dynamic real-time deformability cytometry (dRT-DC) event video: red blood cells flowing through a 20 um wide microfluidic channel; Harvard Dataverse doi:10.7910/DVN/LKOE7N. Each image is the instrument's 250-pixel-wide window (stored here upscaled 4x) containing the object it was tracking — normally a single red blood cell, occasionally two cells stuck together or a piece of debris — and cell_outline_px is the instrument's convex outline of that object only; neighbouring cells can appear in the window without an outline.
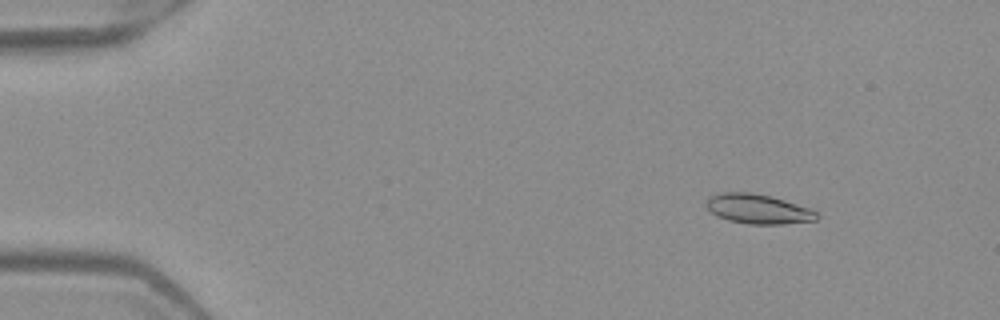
{"species": "Egyptian fruit bat (a non-hibernating species)", "species_latin": "Rousettus aegyptiacus", "temperature_condition": "warm", "stored_images_in_passage": 46, "camera_frame_rate_fps": 3000, "um_per_image_px": 0.085, "frame": {"image": 1, "passage_image": 1, "time_ms": 0.0, "image_size_px": [1000, 320], "cell_outline_px": [[820, 216], [816, 220], [784, 224], [748, 224], [728, 220], [716, 216], [704, 204], [708, 196], [720, 192], [752, 192], [772, 196], [808, 208], [816, 212]], "centroid_in_image_um": [64.39, 17.75], "position_along_channel_um": 20.6, "area_um2": 19.19}}
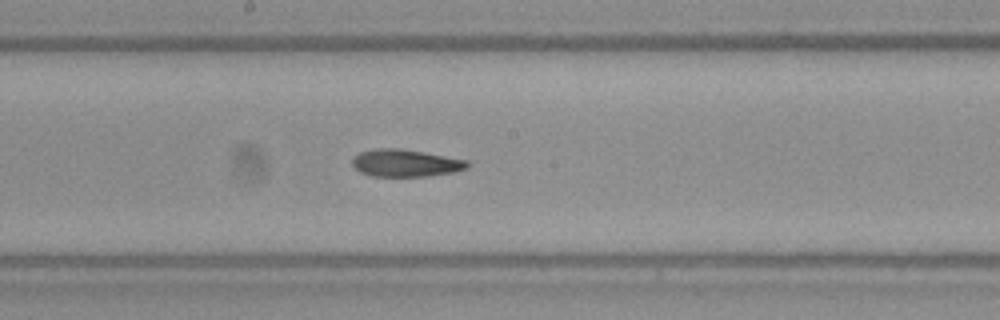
{"frame": {"image": 2, "passage_image": 23, "time_ms": 7.333, "image_size_px": [1000, 320], "cell_outline_px": [[472, 164], [468, 168], [452, 172], [428, 176], [372, 176], [360, 172], [352, 164], [352, 156], [360, 152], [376, 148], [400, 148], [424, 152], [468, 160]], "centroid_in_image_um": [34.48, 13.85], "position_along_channel_um": 213.7, "area_um2": 18.44}}
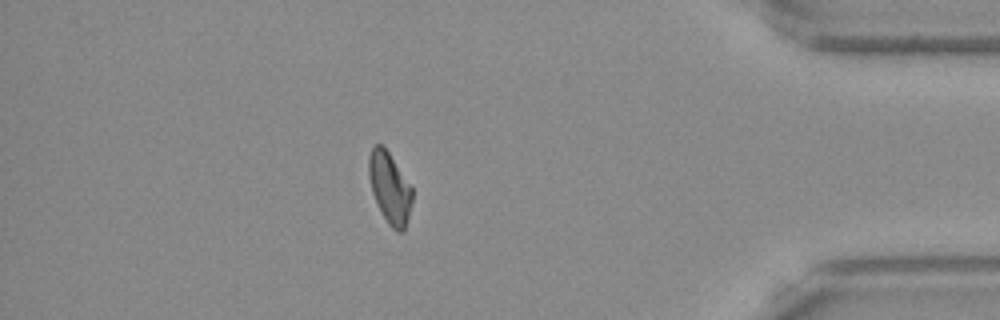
{"frame": {"image": 3, "passage_image": 40, "time_ms": 13.0, "image_size_px": [1000, 320], "cell_outline_px": [[412, 200], [404, 232], [396, 232], [388, 224], [372, 192], [368, 176], [368, 156], [372, 148], [376, 144], [380, 144], [388, 152], [412, 188]], "centroid_in_image_um": [33.11, 15.98], "position_along_channel_um": 402.1, "area_um2": 17.63}, "authors_computed_cell_mechanics": {"area_um2": 18.8717, "velocity_mm_per_s": 3.9781, "shape_relaxation_time_tau1_ms": null, "shape_relaxation_time_tau2_ms": 3.3883, "deformation_change_tau1": null, "deformation_change_tau2": 0.1019}}